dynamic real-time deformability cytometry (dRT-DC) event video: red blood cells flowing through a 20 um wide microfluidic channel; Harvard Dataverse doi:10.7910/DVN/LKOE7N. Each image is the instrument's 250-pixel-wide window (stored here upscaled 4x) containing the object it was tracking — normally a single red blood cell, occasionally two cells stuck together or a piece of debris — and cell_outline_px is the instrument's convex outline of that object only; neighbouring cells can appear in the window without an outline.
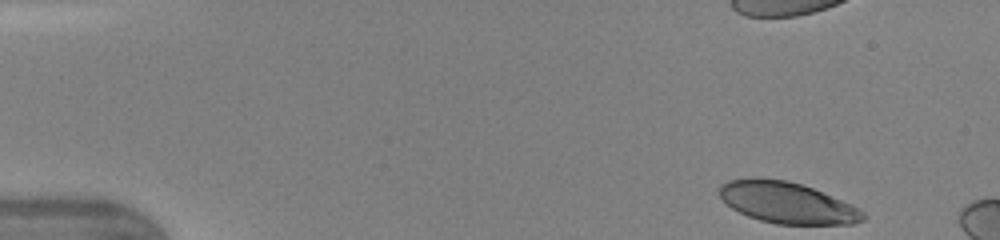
{"species": "human", "species_latin": "Homo sapiens", "temperature_condition": "warm", "stored_images_in_passage": 8, "camera_frame_rate_fps": 3000, "um_per_image_px": 0.085, "donor": {"sex": "female"}, "frame": {"image": 1, "passage_image": 1, "time_ms": 0.0, "image_size_px": [1000, 240], "cell_outline_px": [[868, 216], [864, 220], [852, 224], [776, 224], [760, 220], [748, 216], [732, 208], [720, 196], [720, 184], [728, 180], [788, 180], [812, 188], [860, 208]], "centroid_in_image_um": [66.97, 17.27], "position_along_channel_um": 18.0, "area_um2": 33.76}}